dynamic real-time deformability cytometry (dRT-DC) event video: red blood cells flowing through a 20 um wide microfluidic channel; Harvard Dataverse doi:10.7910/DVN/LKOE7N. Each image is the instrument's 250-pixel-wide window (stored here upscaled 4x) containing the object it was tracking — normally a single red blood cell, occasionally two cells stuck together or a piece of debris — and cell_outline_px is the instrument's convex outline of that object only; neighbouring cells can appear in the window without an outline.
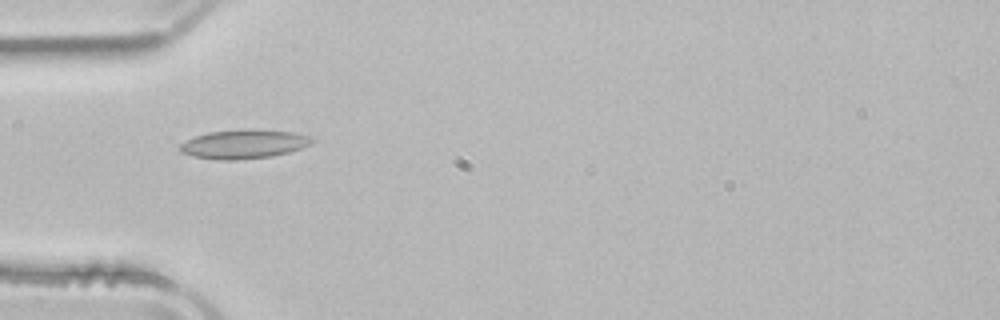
{"species": "common noctule bat (a hibernating species)", "species_latin": "Nyctalus noctula", "temperature_condition": "room temperature", "stored_images_in_passage": 31, "camera_frame_rate_fps": 3000, "um_per_image_px": 0.085, "animal": {"sex": "male", "body_mass_g": 21.5, "forearm_length_mm": 52.0}, "frame": {"image": 1, "passage_image": 1, "time_ms": 0.0, "image_size_px": [1000, 320], "cell_outline_px": [[316, 140], [312, 144], [288, 152], [272, 156], [236, 160], [216, 160], [192, 156], [180, 152], [180, 144], [196, 136], [208, 132], [292, 132], [316, 136]], "centroid_in_image_um": [20.76, 12.3], "position_along_channel_um": 64.2, "area_um2": 21.39}}
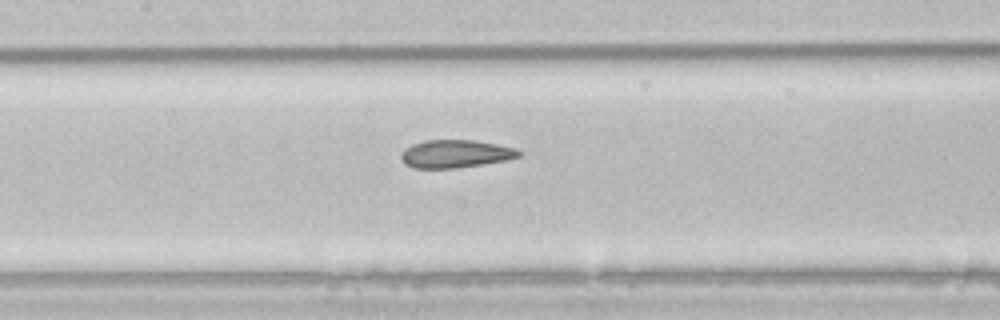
{"frame": {"image": 2, "passage_image": 9, "time_ms": 2.667, "image_size_px": [1000, 320], "cell_outline_px": [[524, 152], [520, 156], [508, 160], [456, 168], [412, 168], [404, 164], [400, 160], [400, 152], [404, 148], [412, 144], [424, 140], [476, 140], [516, 148]], "centroid_in_image_um": [38.69, 13.07], "position_along_channel_um": 168.7, "area_um2": 19.48}}
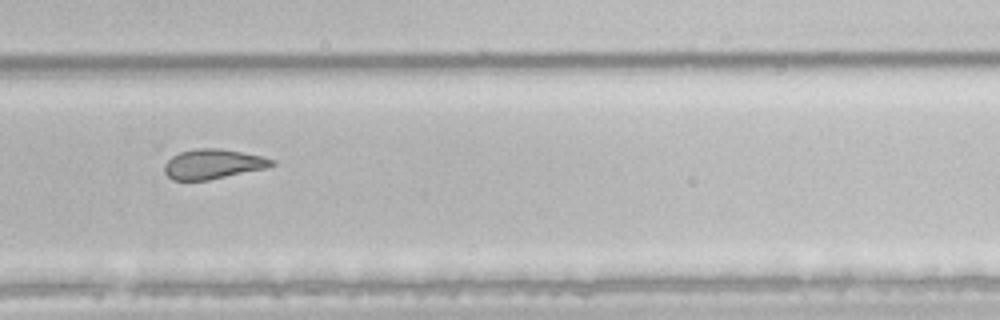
{"frame": {"image": 3, "passage_image": 20, "time_ms": 6.333, "image_size_px": [1000, 320], "cell_outline_px": [[276, 164], [268, 168], [208, 180], [172, 180], [164, 172], [164, 164], [172, 156], [180, 152], [196, 148], [220, 148], [264, 156], [276, 160]], "centroid_in_image_um": [18.14, 13.94], "position_along_channel_um": 311.7, "area_um2": 18.84}, "authors_computed_cell_mechanics": {"area_um2": 19.5942, "velocity_mm_per_s": 3.9233, "shape_relaxation_time_tau1_ms": null, "shape_relaxation_time_tau2_ms": 2.3614, "deformation_change_tau1": null, "deformation_change_tau2": 0.08}}